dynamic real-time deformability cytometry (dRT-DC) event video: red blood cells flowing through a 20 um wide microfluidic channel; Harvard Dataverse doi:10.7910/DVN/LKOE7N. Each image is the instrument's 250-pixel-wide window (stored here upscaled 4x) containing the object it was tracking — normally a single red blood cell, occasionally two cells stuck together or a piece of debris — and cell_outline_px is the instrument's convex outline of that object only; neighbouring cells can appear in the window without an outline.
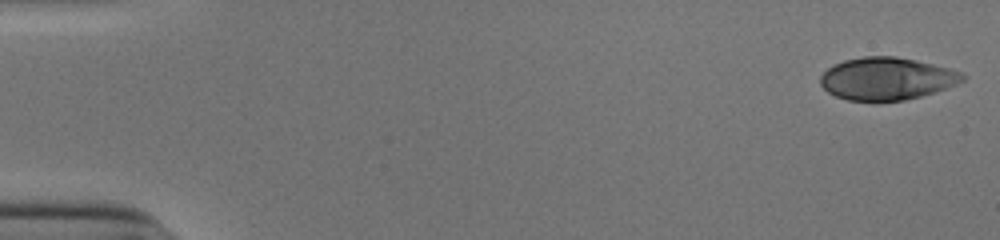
{"species": "human", "species_latin": "Homo sapiens", "temperature_condition": "cold", "stored_images_in_passage": 52, "camera_frame_rate_fps": 3000, "um_per_image_px": 0.085, "donor": {"sex": "male"}, "frame": {"image": 1, "passage_image": 1, "time_ms": 0.0, "image_size_px": [1000, 240], "cell_outline_px": [[968, 76], [964, 80], [956, 84], [920, 96], [904, 100], [848, 100], [836, 96], [828, 92], [820, 84], [820, 76], [832, 64], [844, 60], [864, 56], [896, 56], [916, 60], [948, 68], [960, 72]], "centroid_in_image_um": [75.35, 6.67], "position_along_channel_um": 9.7, "area_um2": 34.91}}
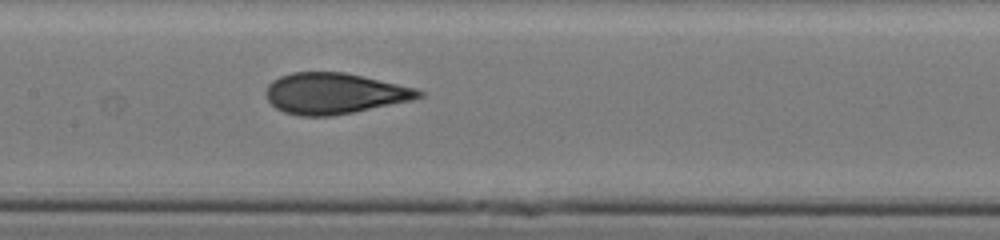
{"frame": {"image": 2, "passage_image": 26, "time_ms": 8.333, "image_size_px": [1000, 240], "cell_outline_px": [[424, 96], [412, 100], [352, 112], [328, 116], [300, 116], [284, 112], [276, 108], [264, 96], [264, 92], [268, 84], [272, 80], [280, 76], [292, 72], [344, 72], [416, 88], [424, 92]], "centroid_in_image_um": [28.38, 7.94], "position_along_channel_um": 179.0, "area_um2": 36.36}}
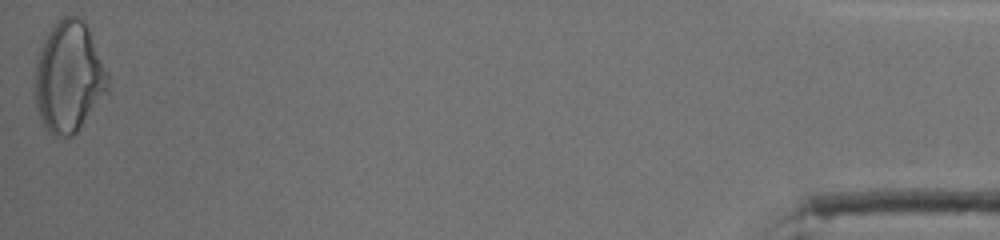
{"frame": {"image": 3, "passage_image": 52, "time_ms": 17.0, "image_size_px": [1000, 240], "cell_outline_px": [[108, 92], [76, 132], [72, 136], [56, 136], [44, 124], [36, 108], [32, 92], [36, 60], [40, 48], [52, 24], [64, 16], [76, 16], [84, 20], [88, 28], [108, 72]], "centroid_in_image_um": [5.83, 6.52], "position_along_channel_um": 429.4, "area_um2": 47.4}, "authors_computed_cell_mechanics": {"area_um2": 36.3273, "velocity_mm_per_s": 3.9244, "shape_relaxation_time_tau1_ms": 8.1421, "shape_relaxation_time_tau2_ms": 1.0242, "deformation_change_tau1": 0.2368, "deformation_change_tau2": 0.0712}}